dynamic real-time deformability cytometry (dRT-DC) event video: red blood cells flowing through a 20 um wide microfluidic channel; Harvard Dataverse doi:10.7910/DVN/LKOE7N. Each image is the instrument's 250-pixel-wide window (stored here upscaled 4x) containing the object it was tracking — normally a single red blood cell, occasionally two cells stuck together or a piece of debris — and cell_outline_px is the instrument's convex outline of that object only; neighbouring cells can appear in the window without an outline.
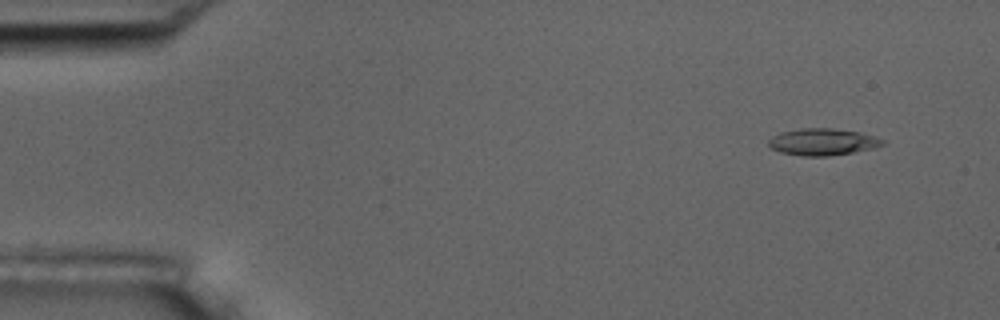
{"species": "common noctule bat (a hibernating species)", "species_latin": "Nyctalus noctula", "temperature_condition": "room temperature", "stored_images_in_passage": 6, "camera_frame_rate_fps": 3000, "um_per_image_px": 0.085, "animal": {"sex": "male", "body_mass_g": 17.5, "forearm_length_mm": 52.3}, "frame": {"image": 1, "passage_image": 6, "time_ms": 6.0, "image_size_px": [1000, 320], "cell_outline_px": [[884, 144], [872, 148], [852, 152], [828, 156], [804, 156], [780, 152], [772, 148], [768, 144], [768, 140], [772, 136], [780, 132], [800, 128], [832, 128], [860, 132], [884, 140]], "centroid_in_image_um": [69.88, 12.05], "position_along_channel_um": 15.1, "area_um2": 17.69}}